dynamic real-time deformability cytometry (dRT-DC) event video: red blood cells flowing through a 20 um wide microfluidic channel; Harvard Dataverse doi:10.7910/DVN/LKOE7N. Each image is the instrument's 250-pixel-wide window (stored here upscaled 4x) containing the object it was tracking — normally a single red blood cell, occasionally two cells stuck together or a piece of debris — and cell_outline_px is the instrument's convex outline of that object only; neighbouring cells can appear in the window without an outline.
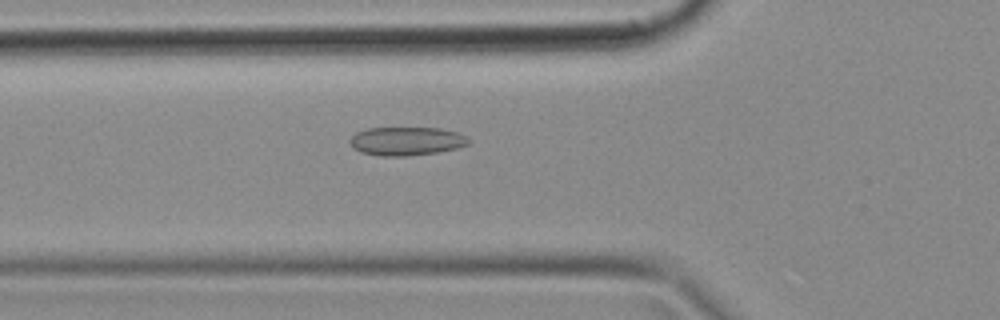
{"species": "common noctule bat (a hibernating species)", "species_latin": "Nyctalus noctula", "temperature_condition": "cold", "stored_images_in_passage": 49, "camera_frame_rate_fps": 3000, "um_per_image_px": 0.085, "animal": {"sex": "female", "body_mass_g": 18.4}, "frame": {"image": 1, "passage_image": 17, "time_ms": 5.333, "image_size_px": [1000, 320], "cell_outline_px": [[472, 140], [468, 144], [460, 148], [436, 152], [408, 156], [380, 156], [360, 152], [352, 148], [348, 140], [356, 132], [368, 128], [440, 128], [456, 132], [468, 136]], "centroid_in_image_um": [34.55, 12.0], "position_along_channel_um": 91.2, "area_um2": 20.0}}
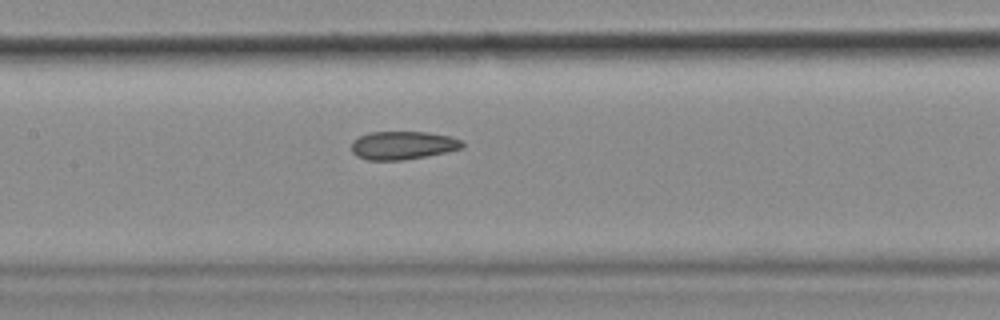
{"frame": {"image": 2, "passage_image": 23, "time_ms": 7.333, "image_size_px": [1000, 320], "cell_outline_px": [[464, 148], [404, 160], [364, 160], [356, 156], [352, 152], [352, 140], [368, 132], [428, 132], [452, 136], [460, 140], [464, 144]], "centroid_in_image_um": [34.22, 12.35], "position_along_channel_um": 173.2, "area_um2": 18.32}}
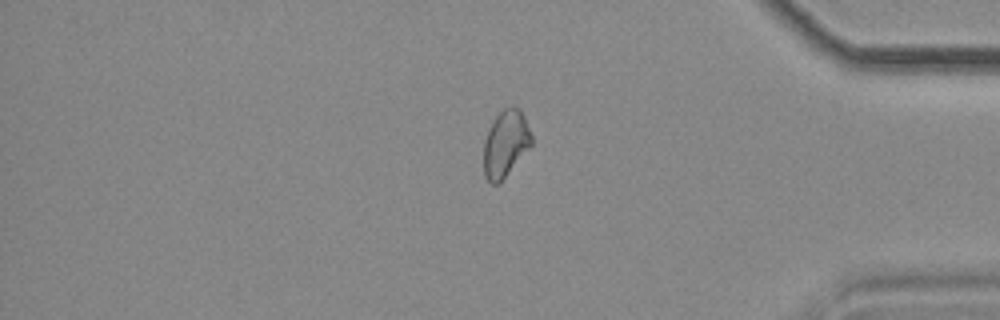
{"frame": {"image": 3, "passage_image": 41, "time_ms": 13.333, "image_size_px": [1000, 320], "cell_outline_px": [[532, 144], [504, 176], [496, 184], [492, 184], [484, 176], [484, 140], [488, 128], [492, 120], [504, 108], [512, 104], [520, 108], [524, 116], [532, 136]], "centroid_in_image_um": [42.96, 12.13], "position_along_channel_um": 392.2, "area_um2": 18.38}}